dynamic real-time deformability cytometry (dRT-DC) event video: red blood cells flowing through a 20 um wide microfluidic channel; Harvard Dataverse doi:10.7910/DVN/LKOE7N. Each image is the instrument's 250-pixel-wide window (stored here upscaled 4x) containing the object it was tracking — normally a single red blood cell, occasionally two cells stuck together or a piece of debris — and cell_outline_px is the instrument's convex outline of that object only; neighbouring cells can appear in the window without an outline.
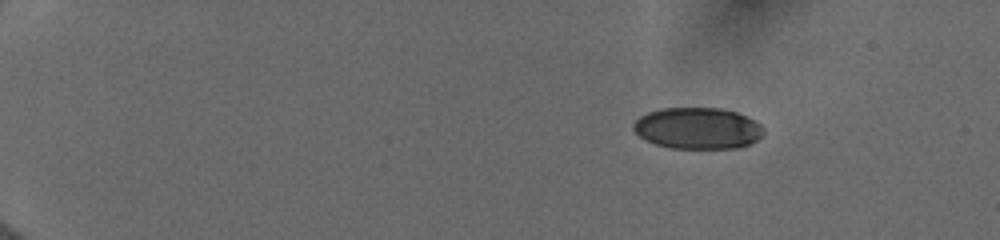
{"species": "human", "species_latin": "Homo sapiens", "temperature_condition": "cold", "stored_images_in_passage": 46, "camera_frame_rate_fps": 3000, "um_per_image_px": 0.085, "donor": {"sex": "female"}, "frame": {"image": 1, "passage_image": 1, "time_ms": 0.0, "image_size_px": [1000, 240], "cell_outline_px": [[764, 132], [756, 140], [748, 144], [736, 148], [672, 148], [656, 144], [640, 136], [632, 128], [632, 124], [640, 116], [648, 112], [660, 108], [720, 108], [736, 112], [760, 124], [764, 128]], "centroid_in_image_um": [59.28, 10.89], "position_along_channel_um": 25.7, "area_um2": 31.15}}
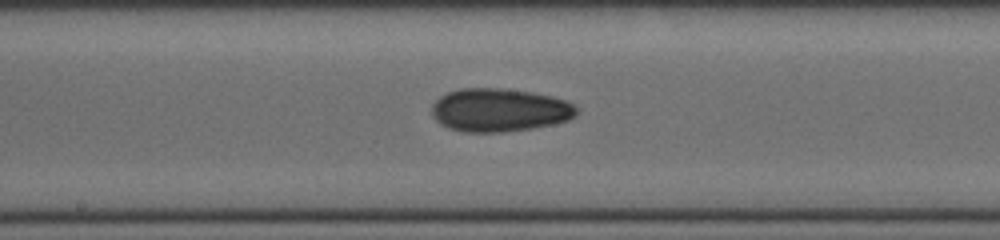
{"frame": {"image": 2, "passage_image": 24, "time_ms": 7.667, "image_size_px": [1000, 240], "cell_outline_px": [[580, 112], [576, 116], [568, 120], [552, 124], [532, 128], [500, 132], [464, 132], [448, 128], [440, 124], [432, 116], [432, 104], [440, 96], [448, 92], [460, 88], [504, 88], [532, 92], [552, 96], [568, 100], [580, 108]], "centroid_in_image_um": [42.49, 9.35], "position_along_channel_um": 205.7, "area_um2": 36.93}}
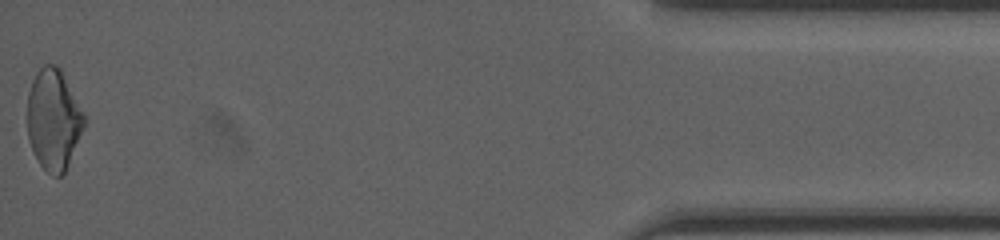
{"frame": {"image": 3, "passage_image": 46, "time_ms": 15.0, "image_size_px": [1000, 240], "cell_outline_px": [[84, 124], [68, 164], [64, 172], [60, 176], [52, 176], [40, 164], [28, 140], [28, 92], [32, 80], [36, 72], [44, 64], [56, 64], [60, 68], [84, 116]], "centroid_in_image_um": [4.51, 10.14], "position_along_channel_um": 430.7, "area_um2": 32.6}, "authors_computed_cell_mechanics": {"area_um2": 34.102, "velocity_mm_per_s": 4.0186, "shape_relaxation_time_tau1_ms": 6.1744, "shape_relaxation_time_tau2_ms": 5.0969, "deformation_change_tau1": 0.1387, "deformation_change_tau2": 0.1105}}